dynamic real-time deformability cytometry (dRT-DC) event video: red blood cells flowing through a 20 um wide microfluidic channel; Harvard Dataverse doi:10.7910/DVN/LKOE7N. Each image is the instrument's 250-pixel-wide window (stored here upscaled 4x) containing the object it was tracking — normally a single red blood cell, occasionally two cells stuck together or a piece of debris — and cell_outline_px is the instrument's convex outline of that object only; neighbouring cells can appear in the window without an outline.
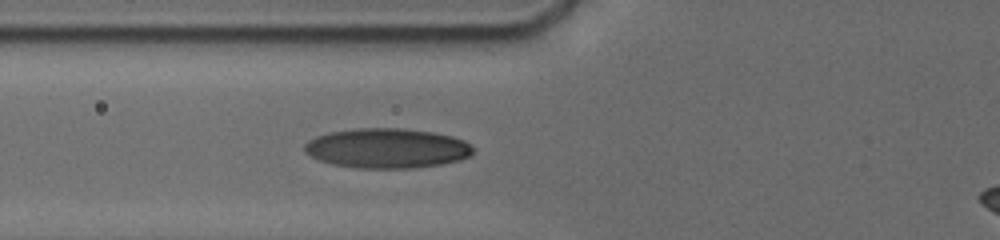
{"species": "human", "species_latin": "Homo sapiens", "temperature_condition": "cold", "stored_images_in_passage": 11, "camera_frame_rate_fps": 3000, "um_per_image_px": 0.085, "donor": {"sex": "male"}, "frame": {"image": 1, "passage_image": 11, "time_ms": 7.667, "image_size_px": [1000, 240], "cell_outline_px": [[472, 156], [460, 160], [440, 164], [412, 168], [356, 168], [332, 164], [320, 160], [304, 152], [304, 144], [308, 140], [316, 136], [328, 132], [356, 128], [400, 128], [432, 132], [452, 136], [464, 140], [472, 148]], "centroid_in_image_um": [32.87, 12.6], "position_along_channel_um": 92.9, "area_um2": 39.13}}